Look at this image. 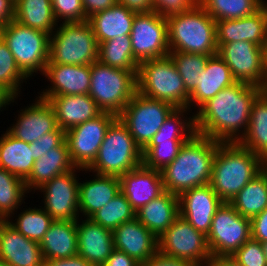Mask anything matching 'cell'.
<instances>
[{
	"instance_id": "cell-1",
	"label": "cell",
	"mask_w": 267,
	"mask_h": 266,
	"mask_svg": "<svg viewBox=\"0 0 267 266\" xmlns=\"http://www.w3.org/2000/svg\"><path fill=\"white\" fill-rule=\"evenodd\" d=\"M263 90L236 82L219 91L193 115L195 133L221 143L239 142L248 129L252 104Z\"/></svg>"
},
{
	"instance_id": "cell-2",
	"label": "cell",
	"mask_w": 267,
	"mask_h": 266,
	"mask_svg": "<svg viewBox=\"0 0 267 266\" xmlns=\"http://www.w3.org/2000/svg\"><path fill=\"white\" fill-rule=\"evenodd\" d=\"M220 143L195 133L183 144L176 158L161 170L165 191L179 196L186 190L209 184Z\"/></svg>"
},
{
	"instance_id": "cell-3",
	"label": "cell",
	"mask_w": 267,
	"mask_h": 266,
	"mask_svg": "<svg viewBox=\"0 0 267 266\" xmlns=\"http://www.w3.org/2000/svg\"><path fill=\"white\" fill-rule=\"evenodd\" d=\"M266 166L259 156L238 142L220 143L209 184L223 202L230 203Z\"/></svg>"
},
{
	"instance_id": "cell-4",
	"label": "cell",
	"mask_w": 267,
	"mask_h": 266,
	"mask_svg": "<svg viewBox=\"0 0 267 266\" xmlns=\"http://www.w3.org/2000/svg\"><path fill=\"white\" fill-rule=\"evenodd\" d=\"M170 52L217 54L216 21L200 5L167 19Z\"/></svg>"
},
{
	"instance_id": "cell-5",
	"label": "cell",
	"mask_w": 267,
	"mask_h": 266,
	"mask_svg": "<svg viewBox=\"0 0 267 266\" xmlns=\"http://www.w3.org/2000/svg\"><path fill=\"white\" fill-rule=\"evenodd\" d=\"M136 80L137 92L141 95L162 100L175 108H188L189 93L169 55L141 62Z\"/></svg>"
},
{
	"instance_id": "cell-6",
	"label": "cell",
	"mask_w": 267,
	"mask_h": 266,
	"mask_svg": "<svg viewBox=\"0 0 267 266\" xmlns=\"http://www.w3.org/2000/svg\"><path fill=\"white\" fill-rule=\"evenodd\" d=\"M142 164V149L117 117L108 127L97 158L85 171L121 177Z\"/></svg>"
},
{
	"instance_id": "cell-7",
	"label": "cell",
	"mask_w": 267,
	"mask_h": 266,
	"mask_svg": "<svg viewBox=\"0 0 267 266\" xmlns=\"http://www.w3.org/2000/svg\"><path fill=\"white\" fill-rule=\"evenodd\" d=\"M90 70L89 96L103 112L118 117L137 92L138 71L111 67L99 60L90 65Z\"/></svg>"
},
{
	"instance_id": "cell-8",
	"label": "cell",
	"mask_w": 267,
	"mask_h": 266,
	"mask_svg": "<svg viewBox=\"0 0 267 266\" xmlns=\"http://www.w3.org/2000/svg\"><path fill=\"white\" fill-rule=\"evenodd\" d=\"M59 27L50 35L47 64L91 65L98 60L99 44L88 20Z\"/></svg>"
},
{
	"instance_id": "cell-9",
	"label": "cell",
	"mask_w": 267,
	"mask_h": 266,
	"mask_svg": "<svg viewBox=\"0 0 267 266\" xmlns=\"http://www.w3.org/2000/svg\"><path fill=\"white\" fill-rule=\"evenodd\" d=\"M17 66L30 77L36 71L44 73L49 61L50 35L12 19L0 29Z\"/></svg>"
},
{
	"instance_id": "cell-10",
	"label": "cell",
	"mask_w": 267,
	"mask_h": 266,
	"mask_svg": "<svg viewBox=\"0 0 267 266\" xmlns=\"http://www.w3.org/2000/svg\"><path fill=\"white\" fill-rule=\"evenodd\" d=\"M187 109L176 108L142 150L144 166L158 171L163 170L176 158L183 144L195 134L194 116L188 118V121L182 120L181 117Z\"/></svg>"
},
{
	"instance_id": "cell-11",
	"label": "cell",
	"mask_w": 267,
	"mask_h": 266,
	"mask_svg": "<svg viewBox=\"0 0 267 266\" xmlns=\"http://www.w3.org/2000/svg\"><path fill=\"white\" fill-rule=\"evenodd\" d=\"M175 109L167 102L151 99L136 92L118 117L143 150Z\"/></svg>"
},
{
	"instance_id": "cell-12",
	"label": "cell",
	"mask_w": 267,
	"mask_h": 266,
	"mask_svg": "<svg viewBox=\"0 0 267 266\" xmlns=\"http://www.w3.org/2000/svg\"><path fill=\"white\" fill-rule=\"evenodd\" d=\"M206 238L212 256H231L252 238L251 219L223 202L216 210Z\"/></svg>"
},
{
	"instance_id": "cell-13",
	"label": "cell",
	"mask_w": 267,
	"mask_h": 266,
	"mask_svg": "<svg viewBox=\"0 0 267 266\" xmlns=\"http://www.w3.org/2000/svg\"><path fill=\"white\" fill-rule=\"evenodd\" d=\"M158 251L165 256L184 259L197 266H206L212 257L206 235L197 231L180 215L158 238Z\"/></svg>"
},
{
	"instance_id": "cell-14",
	"label": "cell",
	"mask_w": 267,
	"mask_h": 266,
	"mask_svg": "<svg viewBox=\"0 0 267 266\" xmlns=\"http://www.w3.org/2000/svg\"><path fill=\"white\" fill-rule=\"evenodd\" d=\"M217 54L230 68L237 82L267 89L264 47L250 41L217 44Z\"/></svg>"
},
{
	"instance_id": "cell-15",
	"label": "cell",
	"mask_w": 267,
	"mask_h": 266,
	"mask_svg": "<svg viewBox=\"0 0 267 266\" xmlns=\"http://www.w3.org/2000/svg\"><path fill=\"white\" fill-rule=\"evenodd\" d=\"M130 38L134 59L139 64L170 53L167 19L155 11L135 14Z\"/></svg>"
},
{
	"instance_id": "cell-16",
	"label": "cell",
	"mask_w": 267,
	"mask_h": 266,
	"mask_svg": "<svg viewBox=\"0 0 267 266\" xmlns=\"http://www.w3.org/2000/svg\"><path fill=\"white\" fill-rule=\"evenodd\" d=\"M116 118L112 113L103 112L65 132V141L75 167L87 169L94 162L106 131Z\"/></svg>"
},
{
	"instance_id": "cell-17",
	"label": "cell",
	"mask_w": 267,
	"mask_h": 266,
	"mask_svg": "<svg viewBox=\"0 0 267 266\" xmlns=\"http://www.w3.org/2000/svg\"><path fill=\"white\" fill-rule=\"evenodd\" d=\"M75 169L83 168L75 167L73 170L55 176L38 188L45 192L44 210L53 220H78L79 183L74 173Z\"/></svg>"
},
{
	"instance_id": "cell-18",
	"label": "cell",
	"mask_w": 267,
	"mask_h": 266,
	"mask_svg": "<svg viewBox=\"0 0 267 266\" xmlns=\"http://www.w3.org/2000/svg\"><path fill=\"white\" fill-rule=\"evenodd\" d=\"M178 199L179 215L207 236L216 210L223 203L210 184L186 190Z\"/></svg>"
},
{
	"instance_id": "cell-19",
	"label": "cell",
	"mask_w": 267,
	"mask_h": 266,
	"mask_svg": "<svg viewBox=\"0 0 267 266\" xmlns=\"http://www.w3.org/2000/svg\"><path fill=\"white\" fill-rule=\"evenodd\" d=\"M119 179L120 191L135 212L165 192L161 171L147 168L143 164Z\"/></svg>"
},
{
	"instance_id": "cell-20",
	"label": "cell",
	"mask_w": 267,
	"mask_h": 266,
	"mask_svg": "<svg viewBox=\"0 0 267 266\" xmlns=\"http://www.w3.org/2000/svg\"><path fill=\"white\" fill-rule=\"evenodd\" d=\"M0 261L9 266H45L39 242L26 238L8 220L0 227Z\"/></svg>"
},
{
	"instance_id": "cell-21",
	"label": "cell",
	"mask_w": 267,
	"mask_h": 266,
	"mask_svg": "<svg viewBox=\"0 0 267 266\" xmlns=\"http://www.w3.org/2000/svg\"><path fill=\"white\" fill-rule=\"evenodd\" d=\"M114 249L125 252L141 265L158 251V238L136 217L113 231Z\"/></svg>"
},
{
	"instance_id": "cell-22",
	"label": "cell",
	"mask_w": 267,
	"mask_h": 266,
	"mask_svg": "<svg viewBox=\"0 0 267 266\" xmlns=\"http://www.w3.org/2000/svg\"><path fill=\"white\" fill-rule=\"evenodd\" d=\"M51 81V88L39 97L89 94L91 84L90 65L47 64L43 73Z\"/></svg>"
},
{
	"instance_id": "cell-23",
	"label": "cell",
	"mask_w": 267,
	"mask_h": 266,
	"mask_svg": "<svg viewBox=\"0 0 267 266\" xmlns=\"http://www.w3.org/2000/svg\"><path fill=\"white\" fill-rule=\"evenodd\" d=\"M216 32L217 44L250 41L264 47L267 37V10L262 6L247 17L218 20Z\"/></svg>"
},
{
	"instance_id": "cell-24",
	"label": "cell",
	"mask_w": 267,
	"mask_h": 266,
	"mask_svg": "<svg viewBox=\"0 0 267 266\" xmlns=\"http://www.w3.org/2000/svg\"><path fill=\"white\" fill-rule=\"evenodd\" d=\"M39 99L21 110L16 125L7 130L15 138L26 143L37 141L42 135L58 128L55 112L48 100Z\"/></svg>"
},
{
	"instance_id": "cell-25",
	"label": "cell",
	"mask_w": 267,
	"mask_h": 266,
	"mask_svg": "<svg viewBox=\"0 0 267 266\" xmlns=\"http://www.w3.org/2000/svg\"><path fill=\"white\" fill-rule=\"evenodd\" d=\"M78 223L77 220L78 255L92 266H102L114 250L113 231L90 218Z\"/></svg>"
},
{
	"instance_id": "cell-26",
	"label": "cell",
	"mask_w": 267,
	"mask_h": 266,
	"mask_svg": "<svg viewBox=\"0 0 267 266\" xmlns=\"http://www.w3.org/2000/svg\"><path fill=\"white\" fill-rule=\"evenodd\" d=\"M47 100L55 112L58 127L65 132L103 113L89 94L51 96Z\"/></svg>"
},
{
	"instance_id": "cell-27",
	"label": "cell",
	"mask_w": 267,
	"mask_h": 266,
	"mask_svg": "<svg viewBox=\"0 0 267 266\" xmlns=\"http://www.w3.org/2000/svg\"><path fill=\"white\" fill-rule=\"evenodd\" d=\"M236 82L225 61L218 54L210 56L205 70L196 81V88L189 94L188 109L192 102L200 108L219 91Z\"/></svg>"
},
{
	"instance_id": "cell-28",
	"label": "cell",
	"mask_w": 267,
	"mask_h": 266,
	"mask_svg": "<svg viewBox=\"0 0 267 266\" xmlns=\"http://www.w3.org/2000/svg\"><path fill=\"white\" fill-rule=\"evenodd\" d=\"M39 245L45 262L77 255V220H54Z\"/></svg>"
},
{
	"instance_id": "cell-29",
	"label": "cell",
	"mask_w": 267,
	"mask_h": 266,
	"mask_svg": "<svg viewBox=\"0 0 267 266\" xmlns=\"http://www.w3.org/2000/svg\"><path fill=\"white\" fill-rule=\"evenodd\" d=\"M179 216L178 196L165 191L135 213V217L159 238Z\"/></svg>"
},
{
	"instance_id": "cell-30",
	"label": "cell",
	"mask_w": 267,
	"mask_h": 266,
	"mask_svg": "<svg viewBox=\"0 0 267 266\" xmlns=\"http://www.w3.org/2000/svg\"><path fill=\"white\" fill-rule=\"evenodd\" d=\"M135 14L122 4L116 3L109 9L91 16L88 21L98 44L116 37H130Z\"/></svg>"
},
{
	"instance_id": "cell-31",
	"label": "cell",
	"mask_w": 267,
	"mask_h": 266,
	"mask_svg": "<svg viewBox=\"0 0 267 266\" xmlns=\"http://www.w3.org/2000/svg\"><path fill=\"white\" fill-rule=\"evenodd\" d=\"M74 168L75 165L71 161L68 146L64 140L59 146L52 148L35 160L31 174L24 181L26 189L34 188L36 190L55 176Z\"/></svg>"
},
{
	"instance_id": "cell-32",
	"label": "cell",
	"mask_w": 267,
	"mask_h": 266,
	"mask_svg": "<svg viewBox=\"0 0 267 266\" xmlns=\"http://www.w3.org/2000/svg\"><path fill=\"white\" fill-rule=\"evenodd\" d=\"M119 192V177L97 174L95 179L79 183V210L90 218Z\"/></svg>"
},
{
	"instance_id": "cell-33",
	"label": "cell",
	"mask_w": 267,
	"mask_h": 266,
	"mask_svg": "<svg viewBox=\"0 0 267 266\" xmlns=\"http://www.w3.org/2000/svg\"><path fill=\"white\" fill-rule=\"evenodd\" d=\"M33 144L12 136L8 131L0 138V168L26 180L34 165Z\"/></svg>"
},
{
	"instance_id": "cell-34",
	"label": "cell",
	"mask_w": 267,
	"mask_h": 266,
	"mask_svg": "<svg viewBox=\"0 0 267 266\" xmlns=\"http://www.w3.org/2000/svg\"><path fill=\"white\" fill-rule=\"evenodd\" d=\"M238 143L267 164V89L254 100L248 129Z\"/></svg>"
},
{
	"instance_id": "cell-35",
	"label": "cell",
	"mask_w": 267,
	"mask_h": 266,
	"mask_svg": "<svg viewBox=\"0 0 267 266\" xmlns=\"http://www.w3.org/2000/svg\"><path fill=\"white\" fill-rule=\"evenodd\" d=\"M230 204L249 219L267 208V166L241 189Z\"/></svg>"
},
{
	"instance_id": "cell-36",
	"label": "cell",
	"mask_w": 267,
	"mask_h": 266,
	"mask_svg": "<svg viewBox=\"0 0 267 266\" xmlns=\"http://www.w3.org/2000/svg\"><path fill=\"white\" fill-rule=\"evenodd\" d=\"M14 20L49 35L57 25L51 0H16Z\"/></svg>"
},
{
	"instance_id": "cell-37",
	"label": "cell",
	"mask_w": 267,
	"mask_h": 266,
	"mask_svg": "<svg viewBox=\"0 0 267 266\" xmlns=\"http://www.w3.org/2000/svg\"><path fill=\"white\" fill-rule=\"evenodd\" d=\"M98 60L111 67L138 71L139 63L134 59L130 37H116L99 43Z\"/></svg>"
},
{
	"instance_id": "cell-38",
	"label": "cell",
	"mask_w": 267,
	"mask_h": 266,
	"mask_svg": "<svg viewBox=\"0 0 267 266\" xmlns=\"http://www.w3.org/2000/svg\"><path fill=\"white\" fill-rule=\"evenodd\" d=\"M265 0H202L200 5L215 20L239 19L254 14Z\"/></svg>"
},
{
	"instance_id": "cell-39",
	"label": "cell",
	"mask_w": 267,
	"mask_h": 266,
	"mask_svg": "<svg viewBox=\"0 0 267 266\" xmlns=\"http://www.w3.org/2000/svg\"><path fill=\"white\" fill-rule=\"evenodd\" d=\"M135 211L120 191L109 203L95 212L90 219L106 229L114 231L124 222L135 218Z\"/></svg>"
},
{
	"instance_id": "cell-40",
	"label": "cell",
	"mask_w": 267,
	"mask_h": 266,
	"mask_svg": "<svg viewBox=\"0 0 267 266\" xmlns=\"http://www.w3.org/2000/svg\"><path fill=\"white\" fill-rule=\"evenodd\" d=\"M26 191L24 180L0 168V215L5 220L20 206Z\"/></svg>"
},
{
	"instance_id": "cell-41",
	"label": "cell",
	"mask_w": 267,
	"mask_h": 266,
	"mask_svg": "<svg viewBox=\"0 0 267 266\" xmlns=\"http://www.w3.org/2000/svg\"><path fill=\"white\" fill-rule=\"evenodd\" d=\"M169 56L183 80L186 91L190 94L196 88V81L205 70L210 56L185 52H170Z\"/></svg>"
},
{
	"instance_id": "cell-42",
	"label": "cell",
	"mask_w": 267,
	"mask_h": 266,
	"mask_svg": "<svg viewBox=\"0 0 267 266\" xmlns=\"http://www.w3.org/2000/svg\"><path fill=\"white\" fill-rule=\"evenodd\" d=\"M53 221L43 208H29L19 214L16 223L8 222L26 238L40 243Z\"/></svg>"
},
{
	"instance_id": "cell-43",
	"label": "cell",
	"mask_w": 267,
	"mask_h": 266,
	"mask_svg": "<svg viewBox=\"0 0 267 266\" xmlns=\"http://www.w3.org/2000/svg\"><path fill=\"white\" fill-rule=\"evenodd\" d=\"M28 78L17 66L7 43L0 36V86L16 98L21 79Z\"/></svg>"
},
{
	"instance_id": "cell-44",
	"label": "cell",
	"mask_w": 267,
	"mask_h": 266,
	"mask_svg": "<svg viewBox=\"0 0 267 266\" xmlns=\"http://www.w3.org/2000/svg\"><path fill=\"white\" fill-rule=\"evenodd\" d=\"M55 20L62 18L64 23L87 21L82 0H51Z\"/></svg>"
},
{
	"instance_id": "cell-45",
	"label": "cell",
	"mask_w": 267,
	"mask_h": 266,
	"mask_svg": "<svg viewBox=\"0 0 267 266\" xmlns=\"http://www.w3.org/2000/svg\"><path fill=\"white\" fill-rule=\"evenodd\" d=\"M241 266H267L260 241L249 239L233 255Z\"/></svg>"
},
{
	"instance_id": "cell-46",
	"label": "cell",
	"mask_w": 267,
	"mask_h": 266,
	"mask_svg": "<svg viewBox=\"0 0 267 266\" xmlns=\"http://www.w3.org/2000/svg\"><path fill=\"white\" fill-rule=\"evenodd\" d=\"M196 4L195 0H153V11L168 19L191 10Z\"/></svg>"
},
{
	"instance_id": "cell-47",
	"label": "cell",
	"mask_w": 267,
	"mask_h": 266,
	"mask_svg": "<svg viewBox=\"0 0 267 266\" xmlns=\"http://www.w3.org/2000/svg\"><path fill=\"white\" fill-rule=\"evenodd\" d=\"M64 140L65 131L59 127L55 131L45 133L37 141L32 143L34 160H37L52 148L59 146Z\"/></svg>"
},
{
	"instance_id": "cell-48",
	"label": "cell",
	"mask_w": 267,
	"mask_h": 266,
	"mask_svg": "<svg viewBox=\"0 0 267 266\" xmlns=\"http://www.w3.org/2000/svg\"><path fill=\"white\" fill-rule=\"evenodd\" d=\"M252 239L267 241V208L251 219Z\"/></svg>"
},
{
	"instance_id": "cell-49",
	"label": "cell",
	"mask_w": 267,
	"mask_h": 266,
	"mask_svg": "<svg viewBox=\"0 0 267 266\" xmlns=\"http://www.w3.org/2000/svg\"><path fill=\"white\" fill-rule=\"evenodd\" d=\"M141 266H197L194 263L173 257H168L157 251L150 259Z\"/></svg>"
},
{
	"instance_id": "cell-50",
	"label": "cell",
	"mask_w": 267,
	"mask_h": 266,
	"mask_svg": "<svg viewBox=\"0 0 267 266\" xmlns=\"http://www.w3.org/2000/svg\"><path fill=\"white\" fill-rule=\"evenodd\" d=\"M117 0H82L85 16L89 19L94 14L114 6Z\"/></svg>"
},
{
	"instance_id": "cell-51",
	"label": "cell",
	"mask_w": 267,
	"mask_h": 266,
	"mask_svg": "<svg viewBox=\"0 0 267 266\" xmlns=\"http://www.w3.org/2000/svg\"><path fill=\"white\" fill-rule=\"evenodd\" d=\"M102 266H141V264L125 252L114 249Z\"/></svg>"
},
{
	"instance_id": "cell-52",
	"label": "cell",
	"mask_w": 267,
	"mask_h": 266,
	"mask_svg": "<svg viewBox=\"0 0 267 266\" xmlns=\"http://www.w3.org/2000/svg\"><path fill=\"white\" fill-rule=\"evenodd\" d=\"M129 10L135 13H147L153 11V0H117Z\"/></svg>"
},
{
	"instance_id": "cell-53",
	"label": "cell",
	"mask_w": 267,
	"mask_h": 266,
	"mask_svg": "<svg viewBox=\"0 0 267 266\" xmlns=\"http://www.w3.org/2000/svg\"><path fill=\"white\" fill-rule=\"evenodd\" d=\"M45 266H92L82 256L75 255L68 258L52 259L45 262Z\"/></svg>"
},
{
	"instance_id": "cell-54",
	"label": "cell",
	"mask_w": 267,
	"mask_h": 266,
	"mask_svg": "<svg viewBox=\"0 0 267 266\" xmlns=\"http://www.w3.org/2000/svg\"><path fill=\"white\" fill-rule=\"evenodd\" d=\"M15 1L0 0V29L14 19Z\"/></svg>"
},
{
	"instance_id": "cell-55",
	"label": "cell",
	"mask_w": 267,
	"mask_h": 266,
	"mask_svg": "<svg viewBox=\"0 0 267 266\" xmlns=\"http://www.w3.org/2000/svg\"><path fill=\"white\" fill-rule=\"evenodd\" d=\"M206 266H241L232 256H212Z\"/></svg>"
},
{
	"instance_id": "cell-56",
	"label": "cell",
	"mask_w": 267,
	"mask_h": 266,
	"mask_svg": "<svg viewBox=\"0 0 267 266\" xmlns=\"http://www.w3.org/2000/svg\"><path fill=\"white\" fill-rule=\"evenodd\" d=\"M11 102H14V97L0 86V109L9 105Z\"/></svg>"
},
{
	"instance_id": "cell-57",
	"label": "cell",
	"mask_w": 267,
	"mask_h": 266,
	"mask_svg": "<svg viewBox=\"0 0 267 266\" xmlns=\"http://www.w3.org/2000/svg\"><path fill=\"white\" fill-rule=\"evenodd\" d=\"M264 58H265V66H266V70H267V37H266V42H265V46H264Z\"/></svg>"
},
{
	"instance_id": "cell-58",
	"label": "cell",
	"mask_w": 267,
	"mask_h": 266,
	"mask_svg": "<svg viewBox=\"0 0 267 266\" xmlns=\"http://www.w3.org/2000/svg\"><path fill=\"white\" fill-rule=\"evenodd\" d=\"M261 245H262L263 252H264V255L266 257V260H267V241L266 242H261Z\"/></svg>"
},
{
	"instance_id": "cell-59",
	"label": "cell",
	"mask_w": 267,
	"mask_h": 266,
	"mask_svg": "<svg viewBox=\"0 0 267 266\" xmlns=\"http://www.w3.org/2000/svg\"><path fill=\"white\" fill-rule=\"evenodd\" d=\"M6 220L0 215V227Z\"/></svg>"
},
{
	"instance_id": "cell-60",
	"label": "cell",
	"mask_w": 267,
	"mask_h": 266,
	"mask_svg": "<svg viewBox=\"0 0 267 266\" xmlns=\"http://www.w3.org/2000/svg\"><path fill=\"white\" fill-rule=\"evenodd\" d=\"M0 266H9V265L4 263V262H2V261H0Z\"/></svg>"
},
{
	"instance_id": "cell-61",
	"label": "cell",
	"mask_w": 267,
	"mask_h": 266,
	"mask_svg": "<svg viewBox=\"0 0 267 266\" xmlns=\"http://www.w3.org/2000/svg\"><path fill=\"white\" fill-rule=\"evenodd\" d=\"M263 6L266 8V10H267V3H263Z\"/></svg>"
},
{
	"instance_id": "cell-62",
	"label": "cell",
	"mask_w": 267,
	"mask_h": 266,
	"mask_svg": "<svg viewBox=\"0 0 267 266\" xmlns=\"http://www.w3.org/2000/svg\"><path fill=\"white\" fill-rule=\"evenodd\" d=\"M195 1H196V3L200 4V2H201L202 0H195Z\"/></svg>"
}]
</instances>
